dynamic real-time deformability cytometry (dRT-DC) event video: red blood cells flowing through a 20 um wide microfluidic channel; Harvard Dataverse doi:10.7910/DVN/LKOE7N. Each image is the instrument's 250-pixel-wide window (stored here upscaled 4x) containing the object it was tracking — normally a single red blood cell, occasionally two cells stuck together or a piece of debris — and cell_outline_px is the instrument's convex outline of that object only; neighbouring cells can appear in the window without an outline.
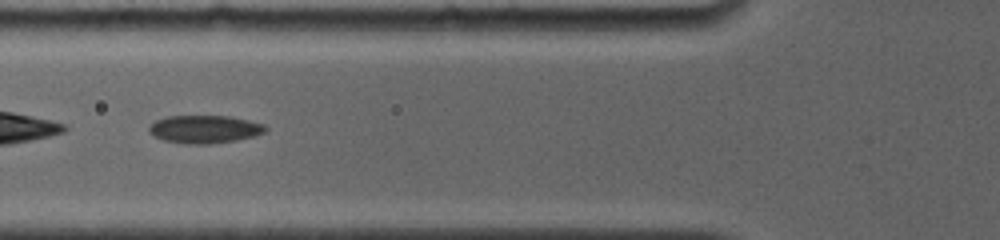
{"species": "common noctule bat (a hibernating species)", "species_latin": "Nyctalus noctula", "temperature_condition": "room temperature", "stored_images_in_passage": 20, "camera_frame_rate_fps": 4000, "um_per_image_px": 0.085, "animal": {"sex": "female", "body_mass_g": 19.0, "forearm_length_mm": 56.7}, "frame": {"image": 1, "passage_image": 4, "time_ms": 1.5, "image_size_px": [1000, 240], "cell_outline_px": [[268, 128], [264, 132], [252, 136], [236, 140], [208, 144], [184, 144], [164, 140], [148, 132], [148, 128], [156, 120], [168, 116], [232, 116], [264, 124]], "centroid_in_image_um": [17.39, 10.98], "position_along_channel_um": 108.4, "area_um2": 18.84}}
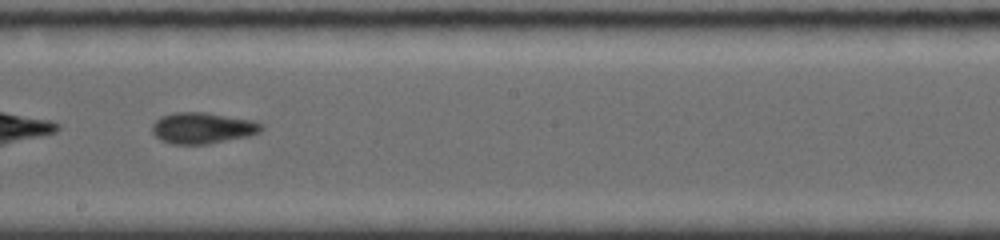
{"frame": {"image": 2, "passage_image": 9, "time_ms": 4.75, "image_size_px": [1000, 240], "cell_outline_px": [[264, 128], [260, 132], [248, 136], [208, 144], [172, 144], [160, 140], [152, 132], [152, 124], [160, 116], [176, 112], [204, 112], [252, 120], [264, 124]], "centroid_in_image_um": [17.21, 10.88], "position_along_channel_um": 231.0, "area_um2": 19.88}}
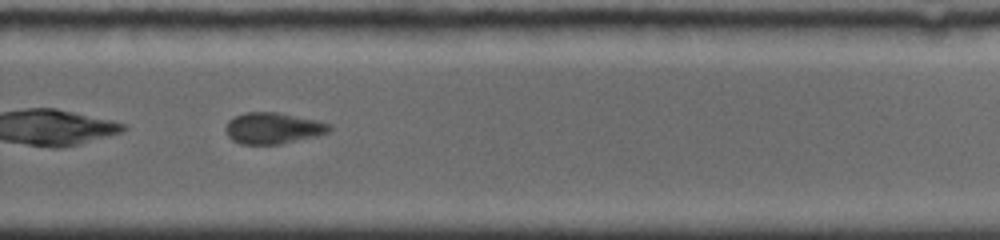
{"frame": {"image": 3, "passage_image": 12, "time_ms": 6.75, "image_size_px": [1000, 240], "cell_outline_px": [[332, 128], [328, 132], [316, 136], [280, 144], [240, 144], [232, 140], [228, 136], [224, 128], [228, 120], [244, 112], [276, 112], [316, 120], [332, 124]], "centroid_in_image_um": [23.19, 10.89], "position_along_channel_um": 306.6, "area_um2": 18.9}, "authors_computed_cell_mechanics": {"area_um2": 19.0162, "velocity_mm_per_s": 3.7939, "shape_relaxation_time_tau1_ms": null, "shape_relaxation_time_tau2_ms": 3.3188, "deformation_change_tau1": null, "deformation_change_tau2": 0.0858}}